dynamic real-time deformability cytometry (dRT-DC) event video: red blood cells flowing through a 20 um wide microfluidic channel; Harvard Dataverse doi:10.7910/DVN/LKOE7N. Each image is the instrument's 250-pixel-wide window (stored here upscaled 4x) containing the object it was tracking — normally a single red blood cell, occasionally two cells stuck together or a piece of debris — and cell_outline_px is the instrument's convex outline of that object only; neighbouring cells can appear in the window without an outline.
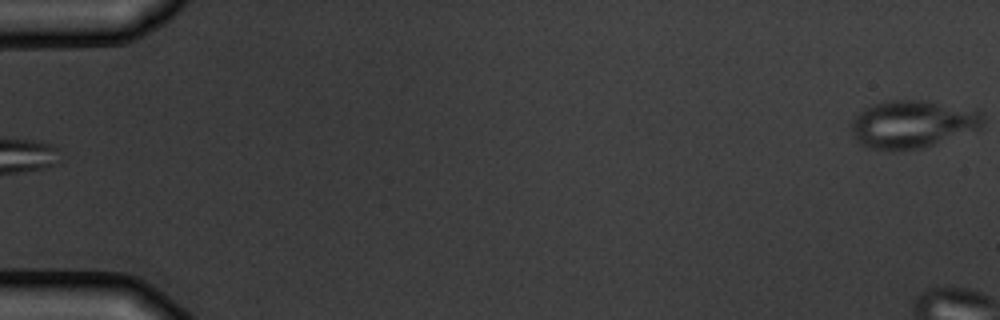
{"species": "common noctule bat (a hibernating species)", "species_latin": "Nyctalus noctula", "temperature_condition": "warm", "stored_images_in_passage": 6, "camera_frame_rate_fps": 3000, "um_per_image_px": 0.085, "animal": {"sex": "male", "body_mass_g": 19.5, "forearm_length_mm": 54.6}, "frame": {"image": 1, "passage_image": 6, "time_ms": 5.667, "image_size_px": [1000, 320], "cell_outline_px": [[984, 124], [980, 132], [920, 148], [892, 152], [868, 148], [860, 144], [856, 140], [848, 124], [864, 108], [884, 100], [924, 100], [976, 108], [984, 116]], "centroid_in_image_um": [77.63, 10.56], "position_along_channel_um": 7.4, "area_um2": 38.03}}